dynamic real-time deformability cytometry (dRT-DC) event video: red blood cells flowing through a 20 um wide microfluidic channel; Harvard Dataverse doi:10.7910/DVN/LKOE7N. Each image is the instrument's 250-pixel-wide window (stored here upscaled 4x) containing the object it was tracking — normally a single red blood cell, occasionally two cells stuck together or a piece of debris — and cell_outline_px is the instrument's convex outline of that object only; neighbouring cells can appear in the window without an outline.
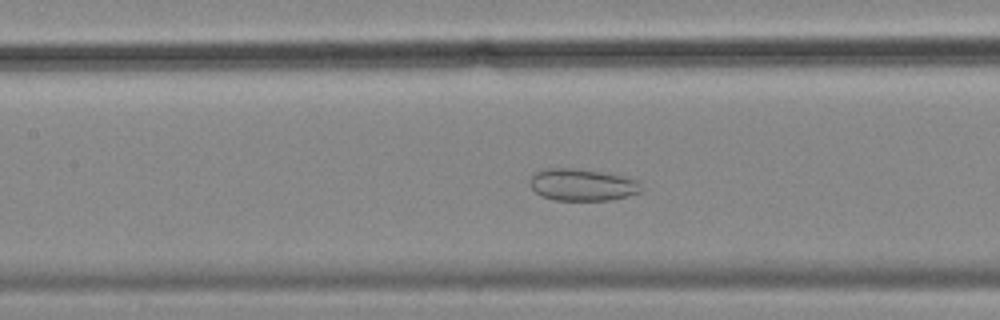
{"species": "common noctule bat (a hibernating species)", "species_latin": "Nyctalus noctula", "temperature_condition": "cold", "stored_images_in_passage": 56, "camera_frame_rate_fps": 3000, "um_per_image_px": 0.085, "animal": {"sex": "female", "body_mass_g": 18.4}, "frame": {"image": 1, "passage_image": 25, "time_ms": 8.0, "image_size_px": [1000, 320], "cell_outline_px": [[644, 188], [640, 192], [628, 196], [612, 200], [552, 200], [536, 192], [528, 184], [528, 180], [532, 172], [544, 168], [572, 168], [604, 172], [640, 180]], "centroid_in_image_um": [49.49, 15.69], "position_along_channel_um": 157.9, "area_um2": 21.21}, "authors_computed_cell_mechanics": {"area_um2": 29.2468, "velocity_mm_per_s": 3.5328, "shape_relaxation_time_tau1_ms": null, "shape_relaxation_time_tau2_ms": 1.6965, "deformation_change_tau1": null, "deformation_change_tau2": 0.0623}}